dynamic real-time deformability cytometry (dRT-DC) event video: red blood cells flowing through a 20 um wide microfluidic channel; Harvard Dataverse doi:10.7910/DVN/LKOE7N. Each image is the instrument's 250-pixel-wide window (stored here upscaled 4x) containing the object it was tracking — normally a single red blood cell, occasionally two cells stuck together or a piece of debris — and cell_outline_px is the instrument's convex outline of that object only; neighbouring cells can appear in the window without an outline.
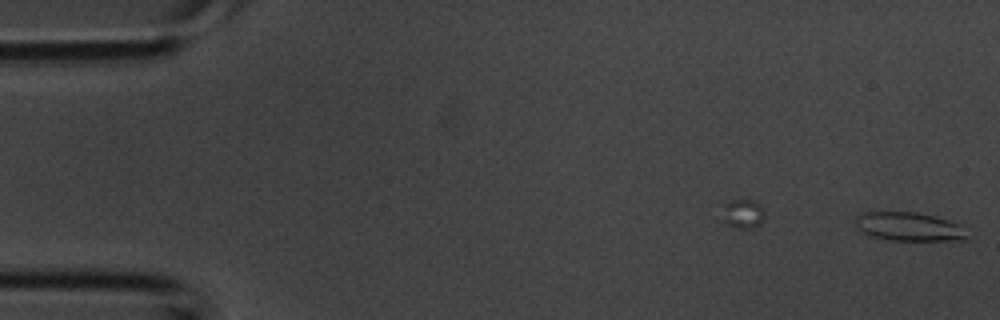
{"species": "common noctule bat (a hibernating species)", "species_latin": "Nyctalus noctula", "temperature_condition": "room temperature", "stored_images_in_passage": 5, "camera_frame_rate_fps": 3000, "um_per_image_px": 0.085, "animal": {"sex": "male", "body_mass_g": 20.1, "forearm_length_mm": 53.5}, "frame": {"image": 1, "passage_image": 1, "time_ms": 0.0, "image_size_px": [1000, 320], "cell_outline_px": [[968, 240], [888, 240], [868, 236], [856, 228], [856, 216], [864, 212], [916, 212], [948, 220], [960, 224], [968, 236]], "centroid_in_image_um": [77.24, 19.27], "position_along_channel_um": 7.8, "area_um2": 18.73}}
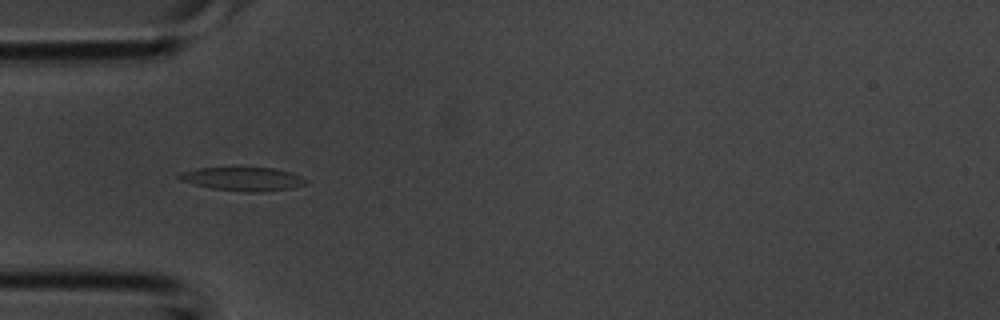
{"frame": {"image": 2, "passage_image": 4, "time_ms": 1.0, "image_size_px": [1000, 320], "cell_outline_px": [[308, 180], [304, 184], [292, 188], [260, 192], [244, 192], [212, 188], [192, 184], [180, 180], [176, 176], [180, 172], [196, 168], [272, 168], [288, 172], [300, 176]], "centroid_in_image_um": [20.59, 15.22], "position_along_channel_um": 64.4, "area_um2": 17.28}}
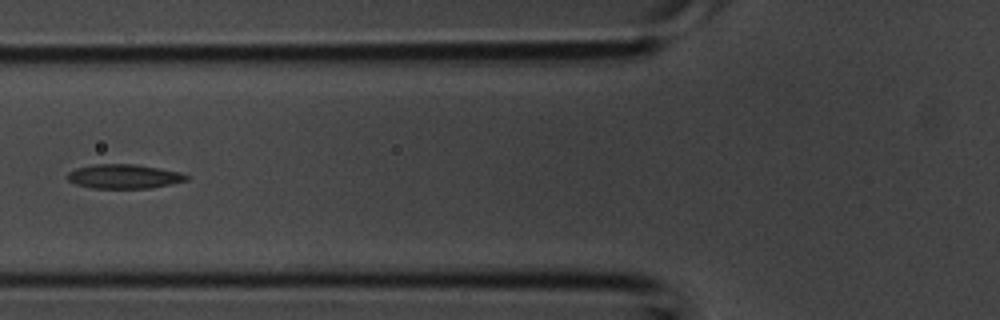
{"frame": {"image": 3, "passage_image": 5, "time_ms": 1.333, "image_size_px": [1000, 320], "cell_outline_px": [[192, 176], [188, 180], [172, 184], [152, 188], [92, 188], [76, 184], [68, 180], [68, 172], [76, 168], [96, 164], [136, 164], [160, 168], [180, 172]], "centroid_in_image_um": [10.6, 14.99], "position_along_channel_um": 115.2, "area_um2": 16.94}}